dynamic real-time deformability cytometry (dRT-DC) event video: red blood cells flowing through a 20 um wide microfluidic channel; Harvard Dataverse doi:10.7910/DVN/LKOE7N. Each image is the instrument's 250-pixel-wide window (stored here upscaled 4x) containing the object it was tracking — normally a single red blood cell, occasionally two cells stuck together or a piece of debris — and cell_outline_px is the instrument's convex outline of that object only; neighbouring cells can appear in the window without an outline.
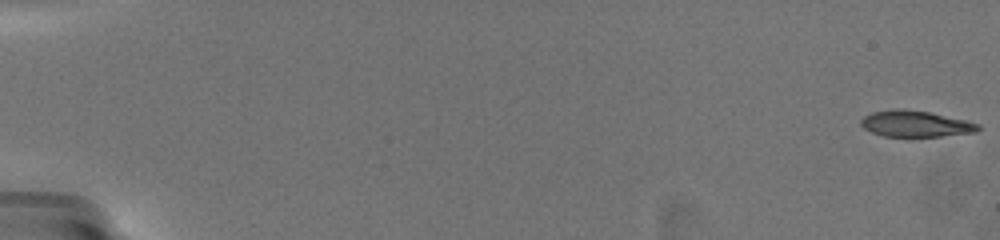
{"species": "common noctule bat (a hibernating species)", "species_latin": "Nyctalus noctula", "temperature_condition": "warm", "stored_images_in_passage": 69, "camera_frame_rate_fps": 3000, "um_per_image_px": 0.085, "animal": {"sex": "female", "body_mass_g": 19.5, "forearm_length_mm": 54.1}, "frame": {"image": 1, "passage_image": 1, "time_ms": 0.0, "image_size_px": [1000, 240], "cell_outline_px": [[980, 128], [976, 132], [940, 136], [884, 136], [872, 132], [864, 128], [860, 124], [860, 120], [864, 116], [872, 112], [892, 108], [900, 108], [928, 112], [968, 120], [980, 124]], "centroid_in_image_um": [77.81, 10.51], "position_along_channel_um": 7.2, "area_um2": 17.92}}
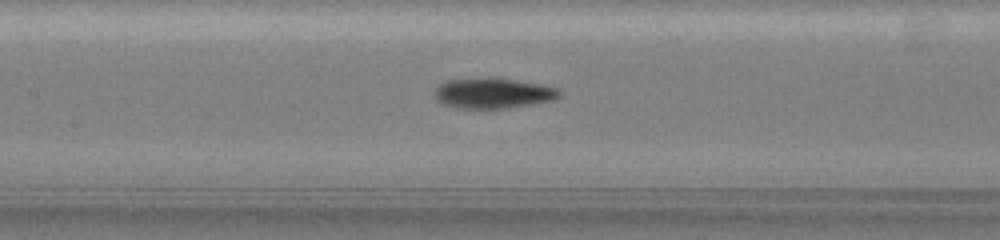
{"frame": {"image": 2, "passage_image": 43, "time_ms": 10.0, "image_size_px": [1000, 240], "cell_outline_px": [[560, 96], [552, 100], [532, 104], [504, 108], [456, 108], [440, 104], [436, 100], [432, 92], [440, 84], [448, 80], [488, 76], [516, 80], [540, 84], [560, 88]], "centroid_in_image_um": [41.85, 7.9], "position_along_channel_um": 165.5, "area_um2": 22.48}}
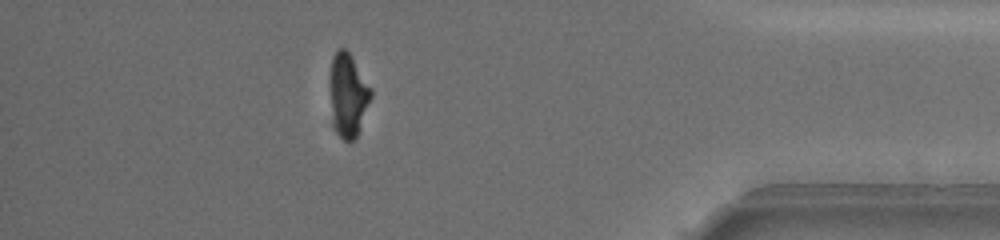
{"frame": {"image": 3, "passage_image": 61, "time_ms": 17.667, "image_size_px": [1000, 240], "cell_outline_px": [[372, 96], [356, 136], [348, 144], [336, 132], [332, 108], [332, 56], [336, 48], [344, 48], [352, 56], [372, 88]], "centroid_in_image_um": [29.63, 8.05], "position_along_channel_um": 405.6, "area_um2": 19.25}, "authors_computed_cell_mechanics": {"area_um2": 19.7676, "velocity_mm_per_s": 3.5954, "shape_relaxation_time_tau1_ms": 5.4489, "shape_relaxation_time_tau2_ms": 2.3193, "deformation_change_tau1": 0.2113, "deformation_change_tau2": 0.0886}}